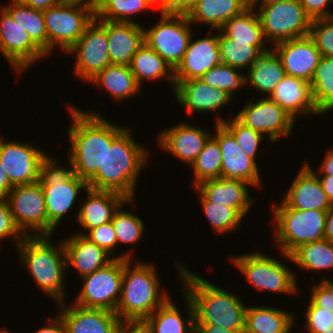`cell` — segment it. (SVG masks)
Instances as JSON below:
<instances>
[{
	"instance_id": "cell-4",
	"label": "cell",
	"mask_w": 333,
	"mask_h": 333,
	"mask_svg": "<svg viewBox=\"0 0 333 333\" xmlns=\"http://www.w3.org/2000/svg\"><path fill=\"white\" fill-rule=\"evenodd\" d=\"M50 238L51 236H27L16 246L21 254L23 267L31 273L38 288L58 304L65 301L67 259L63 241L56 247Z\"/></svg>"
},
{
	"instance_id": "cell-60",
	"label": "cell",
	"mask_w": 333,
	"mask_h": 333,
	"mask_svg": "<svg viewBox=\"0 0 333 333\" xmlns=\"http://www.w3.org/2000/svg\"><path fill=\"white\" fill-rule=\"evenodd\" d=\"M324 238L333 243V205L326 211Z\"/></svg>"
},
{
	"instance_id": "cell-11",
	"label": "cell",
	"mask_w": 333,
	"mask_h": 333,
	"mask_svg": "<svg viewBox=\"0 0 333 333\" xmlns=\"http://www.w3.org/2000/svg\"><path fill=\"white\" fill-rule=\"evenodd\" d=\"M233 264L243 274L248 283L261 290L276 293L296 294L298 292L296 276L289 266L283 265L278 259L256 251L241 256H231Z\"/></svg>"
},
{
	"instance_id": "cell-6",
	"label": "cell",
	"mask_w": 333,
	"mask_h": 333,
	"mask_svg": "<svg viewBox=\"0 0 333 333\" xmlns=\"http://www.w3.org/2000/svg\"><path fill=\"white\" fill-rule=\"evenodd\" d=\"M68 161L70 169L60 167L55 158L46 155L40 166L39 182L46 203L47 236H53L55 228L73 207L80 189H88V183L74 174L73 165Z\"/></svg>"
},
{
	"instance_id": "cell-66",
	"label": "cell",
	"mask_w": 333,
	"mask_h": 333,
	"mask_svg": "<svg viewBox=\"0 0 333 333\" xmlns=\"http://www.w3.org/2000/svg\"><path fill=\"white\" fill-rule=\"evenodd\" d=\"M0 333H9V331H7V329L6 330H0Z\"/></svg>"
},
{
	"instance_id": "cell-49",
	"label": "cell",
	"mask_w": 333,
	"mask_h": 333,
	"mask_svg": "<svg viewBox=\"0 0 333 333\" xmlns=\"http://www.w3.org/2000/svg\"><path fill=\"white\" fill-rule=\"evenodd\" d=\"M8 237L16 239L17 245L25 238L14 222L7 200L0 198V241Z\"/></svg>"
},
{
	"instance_id": "cell-17",
	"label": "cell",
	"mask_w": 333,
	"mask_h": 333,
	"mask_svg": "<svg viewBox=\"0 0 333 333\" xmlns=\"http://www.w3.org/2000/svg\"><path fill=\"white\" fill-rule=\"evenodd\" d=\"M46 155L32 144L4 142L0 137V159L14 186L38 182L40 166Z\"/></svg>"
},
{
	"instance_id": "cell-29",
	"label": "cell",
	"mask_w": 333,
	"mask_h": 333,
	"mask_svg": "<svg viewBox=\"0 0 333 333\" xmlns=\"http://www.w3.org/2000/svg\"><path fill=\"white\" fill-rule=\"evenodd\" d=\"M67 267H74L81 277L95 272L110 263L111 257L104 248L99 247L85 235L75 233L63 241Z\"/></svg>"
},
{
	"instance_id": "cell-57",
	"label": "cell",
	"mask_w": 333,
	"mask_h": 333,
	"mask_svg": "<svg viewBox=\"0 0 333 333\" xmlns=\"http://www.w3.org/2000/svg\"><path fill=\"white\" fill-rule=\"evenodd\" d=\"M195 333H245L244 331H233L209 324H195Z\"/></svg>"
},
{
	"instance_id": "cell-2",
	"label": "cell",
	"mask_w": 333,
	"mask_h": 333,
	"mask_svg": "<svg viewBox=\"0 0 333 333\" xmlns=\"http://www.w3.org/2000/svg\"><path fill=\"white\" fill-rule=\"evenodd\" d=\"M176 263L179 277L183 279V291L193 303L195 324L218 325L227 330L244 331L247 307L240 297L217 287L204 277L192 274L179 261Z\"/></svg>"
},
{
	"instance_id": "cell-43",
	"label": "cell",
	"mask_w": 333,
	"mask_h": 333,
	"mask_svg": "<svg viewBox=\"0 0 333 333\" xmlns=\"http://www.w3.org/2000/svg\"><path fill=\"white\" fill-rule=\"evenodd\" d=\"M200 203L214 231L222 234L237 229L243 217L234 209L223 204L209 202L199 191Z\"/></svg>"
},
{
	"instance_id": "cell-7",
	"label": "cell",
	"mask_w": 333,
	"mask_h": 333,
	"mask_svg": "<svg viewBox=\"0 0 333 333\" xmlns=\"http://www.w3.org/2000/svg\"><path fill=\"white\" fill-rule=\"evenodd\" d=\"M272 209L281 253L289 255L300 245L324 239L326 211L291 209L283 202Z\"/></svg>"
},
{
	"instance_id": "cell-64",
	"label": "cell",
	"mask_w": 333,
	"mask_h": 333,
	"mask_svg": "<svg viewBox=\"0 0 333 333\" xmlns=\"http://www.w3.org/2000/svg\"><path fill=\"white\" fill-rule=\"evenodd\" d=\"M156 6L162 1V0H151Z\"/></svg>"
},
{
	"instance_id": "cell-59",
	"label": "cell",
	"mask_w": 333,
	"mask_h": 333,
	"mask_svg": "<svg viewBox=\"0 0 333 333\" xmlns=\"http://www.w3.org/2000/svg\"><path fill=\"white\" fill-rule=\"evenodd\" d=\"M319 169L321 176H333V148L327 151Z\"/></svg>"
},
{
	"instance_id": "cell-23",
	"label": "cell",
	"mask_w": 333,
	"mask_h": 333,
	"mask_svg": "<svg viewBox=\"0 0 333 333\" xmlns=\"http://www.w3.org/2000/svg\"><path fill=\"white\" fill-rule=\"evenodd\" d=\"M159 136V145L163 150L191 166L211 135L205 128L183 122L172 128L168 127Z\"/></svg>"
},
{
	"instance_id": "cell-48",
	"label": "cell",
	"mask_w": 333,
	"mask_h": 333,
	"mask_svg": "<svg viewBox=\"0 0 333 333\" xmlns=\"http://www.w3.org/2000/svg\"><path fill=\"white\" fill-rule=\"evenodd\" d=\"M306 308V329L309 333L326 332L333 327V312L316 307L311 301Z\"/></svg>"
},
{
	"instance_id": "cell-16",
	"label": "cell",
	"mask_w": 333,
	"mask_h": 333,
	"mask_svg": "<svg viewBox=\"0 0 333 333\" xmlns=\"http://www.w3.org/2000/svg\"><path fill=\"white\" fill-rule=\"evenodd\" d=\"M234 117L245 126L263 135L267 134L269 142L275 143L281 135L287 137L292 133L295 122L283 108L268 97H263L256 103L249 100Z\"/></svg>"
},
{
	"instance_id": "cell-61",
	"label": "cell",
	"mask_w": 333,
	"mask_h": 333,
	"mask_svg": "<svg viewBox=\"0 0 333 333\" xmlns=\"http://www.w3.org/2000/svg\"><path fill=\"white\" fill-rule=\"evenodd\" d=\"M318 179L321 183L323 191L327 195V198L333 205V176H323L322 179L318 176Z\"/></svg>"
},
{
	"instance_id": "cell-9",
	"label": "cell",
	"mask_w": 333,
	"mask_h": 333,
	"mask_svg": "<svg viewBox=\"0 0 333 333\" xmlns=\"http://www.w3.org/2000/svg\"><path fill=\"white\" fill-rule=\"evenodd\" d=\"M131 254H120L106 266L85 275L83 287L76 301L83 308L105 309L116 312L121 295L124 259H131Z\"/></svg>"
},
{
	"instance_id": "cell-24",
	"label": "cell",
	"mask_w": 333,
	"mask_h": 333,
	"mask_svg": "<svg viewBox=\"0 0 333 333\" xmlns=\"http://www.w3.org/2000/svg\"><path fill=\"white\" fill-rule=\"evenodd\" d=\"M174 94L189 113L220 110L232 99L225 90L208 86L199 79L175 81Z\"/></svg>"
},
{
	"instance_id": "cell-58",
	"label": "cell",
	"mask_w": 333,
	"mask_h": 333,
	"mask_svg": "<svg viewBox=\"0 0 333 333\" xmlns=\"http://www.w3.org/2000/svg\"><path fill=\"white\" fill-rule=\"evenodd\" d=\"M63 0H23L22 2L34 9L45 10L60 4Z\"/></svg>"
},
{
	"instance_id": "cell-14",
	"label": "cell",
	"mask_w": 333,
	"mask_h": 333,
	"mask_svg": "<svg viewBox=\"0 0 333 333\" xmlns=\"http://www.w3.org/2000/svg\"><path fill=\"white\" fill-rule=\"evenodd\" d=\"M76 55L75 76L88 82L111 64L106 20L94 19L86 26L80 39L66 52Z\"/></svg>"
},
{
	"instance_id": "cell-12",
	"label": "cell",
	"mask_w": 333,
	"mask_h": 333,
	"mask_svg": "<svg viewBox=\"0 0 333 333\" xmlns=\"http://www.w3.org/2000/svg\"><path fill=\"white\" fill-rule=\"evenodd\" d=\"M189 25L186 15L161 14L155 26L144 28V42L174 70L182 61L192 36Z\"/></svg>"
},
{
	"instance_id": "cell-50",
	"label": "cell",
	"mask_w": 333,
	"mask_h": 333,
	"mask_svg": "<svg viewBox=\"0 0 333 333\" xmlns=\"http://www.w3.org/2000/svg\"><path fill=\"white\" fill-rule=\"evenodd\" d=\"M85 236L99 247L104 248L108 253H112L114 247L117 245L112 221L91 229Z\"/></svg>"
},
{
	"instance_id": "cell-31",
	"label": "cell",
	"mask_w": 333,
	"mask_h": 333,
	"mask_svg": "<svg viewBox=\"0 0 333 333\" xmlns=\"http://www.w3.org/2000/svg\"><path fill=\"white\" fill-rule=\"evenodd\" d=\"M246 82L268 97L280 81L286 76L280 58L274 49L261 51L248 69Z\"/></svg>"
},
{
	"instance_id": "cell-52",
	"label": "cell",
	"mask_w": 333,
	"mask_h": 333,
	"mask_svg": "<svg viewBox=\"0 0 333 333\" xmlns=\"http://www.w3.org/2000/svg\"><path fill=\"white\" fill-rule=\"evenodd\" d=\"M305 12L311 19L333 16L327 7L333 0H299Z\"/></svg>"
},
{
	"instance_id": "cell-34",
	"label": "cell",
	"mask_w": 333,
	"mask_h": 333,
	"mask_svg": "<svg viewBox=\"0 0 333 333\" xmlns=\"http://www.w3.org/2000/svg\"><path fill=\"white\" fill-rule=\"evenodd\" d=\"M135 80L140 88L142 87L143 80L168 78L174 90V70L167 64V62L145 42L137 50L129 65Z\"/></svg>"
},
{
	"instance_id": "cell-45",
	"label": "cell",
	"mask_w": 333,
	"mask_h": 333,
	"mask_svg": "<svg viewBox=\"0 0 333 333\" xmlns=\"http://www.w3.org/2000/svg\"><path fill=\"white\" fill-rule=\"evenodd\" d=\"M122 206L114 213L112 219L117 243L133 245L141 240L143 232H145L144 222L134 213L122 210Z\"/></svg>"
},
{
	"instance_id": "cell-39",
	"label": "cell",
	"mask_w": 333,
	"mask_h": 333,
	"mask_svg": "<svg viewBox=\"0 0 333 333\" xmlns=\"http://www.w3.org/2000/svg\"><path fill=\"white\" fill-rule=\"evenodd\" d=\"M315 106L322 113L333 109V57L322 56L310 80Z\"/></svg>"
},
{
	"instance_id": "cell-62",
	"label": "cell",
	"mask_w": 333,
	"mask_h": 333,
	"mask_svg": "<svg viewBox=\"0 0 333 333\" xmlns=\"http://www.w3.org/2000/svg\"><path fill=\"white\" fill-rule=\"evenodd\" d=\"M68 2L83 4L90 7L94 12L100 7L102 0H66Z\"/></svg>"
},
{
	"instance_id": "cell-3",
	"label": "cell",
	"mask_w": 333,
	"mask_h": 333,
	"mask_svg": "<svg viewBox=\"0 0 333 333\" xmlns=\"http://www.w3.org/2000/svg\"><path fill=\"white\" fill-rule=\"evenodd\" d=\"M144 149L126 128L107 148L104 165L87 182L88 188L115 192L132 200L139 173L148 161L149 152Z\"/></svg>"
},
{
	"instance_id": "cell-38",
	"label": "cell",
	"mask_w": 333,
	"mask_h": 333,
	"mask_svg": "<svg viewBox=\"0 0 333 333\" xmlns=\"http://www.w3.org/2000/svg\"><path fill=\"white\" fill-rule=\"evenodd\" d=\"M3 8L24 31L47 53V31L43 10L34 9L23 2H11Z\"/></svg>"
},
{
	"instance_id": "cell-41",
	"label": "cell",
	"mask_w": 333,
	"mask_h": 333,
	"mask_svg": "<svg viewBox=\"0 0 333 333\" xmlns=\"http://www.w3.org/2000/svg\"><path fill=\"white\" fill-rule=\"evenodd\" d=\"M219 50L221 62L238 70L251 67L260 51L249 42L236 41L219 30Z\"/></svg>"
},
{
	"instance_id": "cell-30",
	"label": "cell",
	"mask_w": 333,
	"mask_h": 333,
	"mask_svg": "<svg viewBox=\"0 0 333 333\" xmlns=\"http://www.w3.org/2000/svg\"><path fill=\"white\" fill-rule=\"evenodd\" d=\"M251 5L249 0H195L186 14L190 23H205L220 30L223 25Z\"/></svg>"
},
{
	"instance_id": "cell-25",
	"label": "cell",
	"mask_w": 333,
	"mask_h": 333,
	"mask_svg": "<svg viewBox=\"0 0 333 333\" xmlns=\"http://www.w3.org/2000/svg\"><path fill=\"white\" fill-rule=\"evenodd\" d=\"M268 98L283 108L294 120L301 113L322 115L314 104L310 82L286 75Z\"/></svg>"
},
{
	"instance_id": "cell-42",
	"label": "cell",
	"mask_w": 333,
	"mask_h": 333,
	"mask_svg": "<svg viewBox=\"0 0 333 333\" xmlns=\"http://www.w3.org/2000/svg\"><path fill=\"white\" fill-rule=\"evenodd\" d=\"M150 7L157 8L151 0H102L95 17L114 22H135L130 16Z\"/></svg>"
},
{
	"instance_id": "cell-27",
	"label": "cell",
	"mask_w": 333,
	"mask_h": 333,
	"mask_svg": "<svg viewBox=\"0 0 333 333\" xmlns=\"http://www.w3.org/2000/svg\"><path fill=\"white\" fill-rule=\"evenodd\" d=\"M247 185L251 186L239 179L220 177L205 180L194 186V189L196 188L195 190L199 191L209 202L234 208L244 218L253 203Z\"/></svg>"
},
{
	"instance_id": "cell-37",
	"label": "cell",
	"mask_w": 333,
	"mask_h": 333,
	"mask_svg": "<svg viewBox=\"0 0 333 333\" xmlns=\"http://www.w3.org/2000/svg\"><path fill=\"white\" fill-rule=\"evenodd\" d=\"M283 256L304 270H330L333 268V243L324 238L300 245Z\"/></svg>"
},
{
	"instance_id": "cell-26",
	"label": "cell",
	"mask_w": 333,
	"mask_h": 333,
	"mask_svg": "<svg viewBox=\"0 0 333 333\" xmlns=\"http://www.w3.org/2000/svg\"><path fill=\"white\" fill-rule=\"evenodd\" d=\"M137 22L106 20L108 51L111 64L130 65L137 50L144 44V26Z\"/></svg>"
},
{
	"instance_id": "cell-1",
	"label": "cell",
	"mask_w": 333,
	"mask_h": 333,
	"mask_svg": "<svg viewBox=\"0 0 333 333\" xmlns=\"http://www.w3.org/2000/svg\"><path fill=\"white\" fill-rule=\"evenodd\" d=\"M72 117L69 128V160L74 174L88 182L103 167L106 150L112 142L126 129L112 124L96 112L78 110L70 106Z\"/></svg>"
},
{
	"instance_id": "cell-20",
	"label": "cell",
	"mask_w": 333,
	"mask_h": 333,
	"mask_svg": "<svg viewBox=\"0 0 333 333\" xmlns=\"http://www.w3.org/2000/svg\"><path fill=\"white\" fill-rule=\"evenodd\" d=\"M221 63L219 30L213 37L207 35L194 41L191 37L182 61L174 69V81L199 79L208 70Z\"/></svg>"
},
{
	"instance_id": "cell-67",
	"label": "cell",
	"mask_w": 333,
	"mask_h": 333,
	"mask_svg": "<svg viewBox=\"0 0 333 333\" xmlns=\"http://www.w3.org/2000/svg\"><path fill=\"white\" fill-rule=\"evenodd\" d=\"M11 2H22L23 0H10Z\"/></svg>"
},
{
	"instance_id": "cell-15",
	"label": "cell",
	"mask_w": 333,
	"mask_h": 333,
	"mask_svg": "<svg viewBox=\"0 0 333 333\" xmlns=\"http://www.w3.org/2000/svg\"><path fill=\"white\" fill-rule=\"evenodd\" d=\"M0 9V52L17 73L49 56L3 7Z\"/></svg>"
},
{
	"instance_id": "cell-13",
	"label": "cell",
	"mask_w": 333,
	"mask_h": 333,
	"mask_svg": "<svg viewBox=\"0 0 333 333\" xmlns=\"http://www.w3.org/2000/svg\"><path fill=\"white\" fill-rule=\"evenodd\" d=\"M5 199L16 226L25 237L47 236L46 203L39 181L13 186Z\"/></svg>"
},
{
	"instance_id": "cell-8",
	"label": "cell",
	"mask_w": 333,
	"mask_h": 333,
	"mask_svg": "<svg viewBox=\"0 0 333 333\" xmlns=\"http://www.w3.org/2000/svg\"><path fill=\"white\" fill-rule=\"evenodd\" d=\"M47 31V54L59 45L67 52L83 35L95 12L88 6L63 0L60 4L43 10Z\"/></svg>"
},
{
	"instance_id": "cell-55",
	"label": "cell",
	"mask_w": 333,
	"mask_h": 333,
	"mask_svg": "<svg viewBox=\"0 0 333 333\" xmlns=\"http://www.w3.org/2000/svg\"><path fill=\"white\" fill-rule=\"evenodd\" d=\"M51 319V320H50ZM49 325L42 327L35 331L34 333H66V329L61 316L50 318Z\"/></svg>"
},
{
	"instance_id": "cell-46",
	"label": "cell",
	"mask_w": 333,
	"mask_h": 333,
	"mask_svg": "<svg viewBox=\"0 0 333 333\" xmlns=\"http://www.w3.org/2000/svg\"><path fill=\"white\" fill-rule=\"evenodd\" d=\"M226 121L217 117L216 123H221L235 138L237 144L247 156L256 162L258 146L264 135L242 124L236 117Z\"/></svg>"
},
{
	"instance_id": "cell-22",
	"label": "cell",
	"mask_w": 333,
	"mask_h": 333,
	"mask_svg": "<svg viewBox=\"0 0 333 333\" xmlns=\"http://www.w3.org/2000/svg\"><path fill=\"white\" fill-rule=\"evenodd\" d=\"M314 172L310 165H303L282 200L287 207L296 210L327 211L332 206L322 189L318 174Z\"/></svg>"
},
{
	"instance_id": "cell-65",
	"label": "cell",
	"mask_w": 333,
	"mask_h": 333,
	"mask_svg": "<svg viewBox=\"0 0 333 333\" xmlns=\"http://www.w3.org/2000/svg\"><path fill=\"white\" fill-rule=\"evenodd\" d=\"M322 333H333V327H332V329H330V330H328L326 332H322Z\"/></svg>"
},
{
	"instance_id": "cell-33",
	"label": "cell",
	"mask_w": 333,
	"mask_h": 333,
	"mask_svg": "<svg viewBox=\"0 0 333 333\" xmlns=\"http://www.w3.org/2000/svg\"><path fill=\"white\" fill-rule=\"evenodd\" d=\"M188 306L187 321L182 318L170 297L146 320L154 333H195V313L191 299L185 296Z\"/></svg>"
},
{
	"instance_id": "cell-10",
	"label": "cell",
	"mask_w": 333,
	"mask_h": 333,
	"mask_svg": "<svg viewBox=\"0 0 333 333\" xmlns=\"http://www.w3.org/2000/svg\"><path fill=\"white\" fill-rule=\"evenodd\" d=\"M253 6L258 12L266 41L269 39L272 45L310 33L312 19L299 0Z\"/></svg>"
},
{
	"instance_id": "cell-40",
	"label": "cell",
	"mask_w": 333,
	"mask_h": 333,
	"mask_svg": "<svg viewBox=\"0 0 333 333\" xmlns=\"http://www.w3.org/2000/svg\"><path fill=\"white\" fill-rule=\"evenodd\" d=\"M222 153L218 141L212 136L204 144L203 150L192 163L193 183H199L221 177Z\"/></svg>"
},
{
	"instance_id": "cell-63",
	"label": "cell",
	"mask_w": 333,
	"mask_h": 333,
	"mask_svg": "<svg viewBox=\"0 0 333 333\" xmlns=\"http://www.w3.org/2000/svg\"><path fill=\"white\" fill-rule=\"evenodd\" d=\"M259 1H261L259 3ZM284 1H289V0H253L251 2L252 5H257V3L259 4H274V3H280V2H284Z\"/></svg>"
},
{
	"instance_id": "cell-5",
	"label": "cell",
	"mask_w": 333,
	"mask_h": 333,
	"mask_svg": "<svg viewBox=\"0 0 333 333\" xmlns=\"http://www.w3.org/2000/svg\"><path fill=\"white\" fill-rule=\"evenodd\" d=\"M130 263V259H124L122 289L115 313L121 320L146 319L169 297L165 291H159L160 280L154 264L139 260L134 266Z\"/></svg>"
},
{
	"instance_id": "cell-54",
	"label": "cell",
	"mask_w": 333,
	"mask_h": 333,
	"mask_svg": "<svg viewBox=\"0 0 333 333\" xmlns=\"http://www.w3.org/2000/svg\"><path fill=\"white\" fill-rule=\"evenodd\" d=\"M118 333H154L146 319L121 320Z\"/></svg>"
},
{
	"instance_id": "cell-28",
	"label": "cell",
	"mask_w": 333,
	"mask_h": 333,
	"mask_svg": "<svg viewBox=\"0 0 333 333\" xmlns=\"http://www.w3.org/2000/svg\"><path fill=\"white\" fill-rule=\"evenodd\" d=\"M86 192L88 194L87 200L77 213V222L85 230V233H79L82 235H86L91 229L112 221L114 213L121 205L133 201L111 191H98L88 188Z\"/></svg>"
},
{
	"instance_id": "cell-18",
	"label": "cell",
	"mask_w": 333,
	"mask_h": 333,
	"mask_svg": "<svg viewBox=\"0 0 333 333\" xmlns=\"http://www.w3.org/2000/svg\"><path fill=\"white\" fill-rule=\"evenodd\" d=\"M212 136L218 141L222 153L221 177L239 179L259 187L261 178L257 162L242 151L234 136L221 123H216V134Z\"/></svg>"
},
{
	"instance_id": "cell-47",
	"label": "cell",
	"mask_w": 333,
	"mask_h": 333,
	"mask_svg": "<svg viewBox=\"0 0 333 333\" xmlns=\"http://www.w3.org/2000/svg\"><path fill=\"white\" fill-rule=\"evenodd\" d=\"M309 36L321 56L333 57V16L312 19Z\"/></svg>"
},
{
	"instance_id": "cell-36",
	"label": "cell",
	"mask_w": 333,
	"mask_h": 333,
	"mask_svg": "<svg viewBox=\"0 0 333 333\" xmlns=\"http://www.w3.org/2000/svg\"><path fill=\"white\" fill-rule=\"evenodd\" d=\"M221 30L229 38L249 42V45L255 46L260 52L267 49L264 47L266 38L262 25L252 4L242 13L228 20Z\"/></svg>"
},
{
	"instance_id": "cell-19",
	"label": "cell",
	"mask_w": 333,
	"mask_h": 333,
	"mask_svg": "<svg viewBox=\"0 0 333 333\" xmlns=\"http://www.w3.org/2000/svg\"><path fill=\"white\" fill-rule=\"evenodd\" d=\"M273 46L286 75L310 82L322 56L309 35L283 41Z\"/></svg>"
},
{
	"instance_id": "cell-35",
	"label": "cell",
	"mask_w": 333,
	"mask_h": 333,
	"mask_svg": "<svg viewBox=\"0 0 333 333\" xmlns=\"http://www.w3.org/2000/svg\"><path fill=\"white\" fill-rule=\"evenodd\" d=\"M89 82L105 88L111 96L119 101L130 98L141 91L128 65L110 64Z\"/></svg>"
},
{
	"instance_id": "cell-21",
	"label": "cell",
	"mask_w": 333,
	"mask_h": 333,
	"mask_svg": "<svg viewBox=\"0 0 333 333\" xmlns=\"http://www.w3.org/2000/svg\"><path fill=\"white\" fill-rule=\"evenodd\" d=\"M72 304L58 303L66 333H118L121 319L115 312Z\"/></svg>"
},
{
	"instance_id": "cell-51",
	"label": "cell",
	"mask_w": 333,
	"mask_h": 333,
	"mask_svg": "<svg viewBox=\"0 0 333 333\" xmlns=\"http://www.w3.org/2000/svg\"><path fill=\"white\" fill-rule=\"evenodd\" d=\"M318 284L313 285L310 301L319 308L333 312V281L324 277Z\"/></svg>"
},
{
	"instance_id": "cell-32",
	"label": "cell",
	"mask_w": 333,
	"mask_h": 333,
	"mask_svg": "<svg viewBox=\"0 0 333 333\" xmlns=\"http://www.w3.org/2000/svg\"><path fill=\"white\" fill-rule=\"evenodd\" d=\"M272 307L247 306L245 315V333H289L293 328L294 317Z\"/></svg>"
},
{
	"instance_id": "cell-44",
	"label": "cell",
	"mask_w": 333,
	"mask_h": 333,
	"mask_svg": "<svg viewBox=\"0 0 333 333\" xmlns=\"http://www.w3.org/2000/svg\"><path fill=\"white\" fill-rule=\"evenodd\" d=\"M226 64H219L208 70L199 80L208 86L225 90L231 97L239 87L247 85L246 76Z\"/></svg>"
},
{
	"instance_id": "cell-56",
	"label": "cell",
	"mask_w": 333,
	"mask_h": 333,
	"mask_svg": "<svg viewBox=\"0 0 333 333\" xmlns=\"http://www.w3.org/2000/svg\"><path fill=\"white\" fill-rule=\"evenodd\" d=\"M13 186L0 159V198H5Z\"/></svg>"
},
{
	"instance_id": "cell-53",
	"label": "cell",
	"mask_w": 333,
	"mask_h": 333,
	"mask_svg": "<svg viewBox=\"0 0 333 333\" xmlns=\"http://www.w3.org/2000/svg\"><path fill=\"white\" fill-rule=\"evenodd\" d=\"M193 6V0H162L157 7L161 14L186 15Z\"/></svg>"
}]
</instances>
